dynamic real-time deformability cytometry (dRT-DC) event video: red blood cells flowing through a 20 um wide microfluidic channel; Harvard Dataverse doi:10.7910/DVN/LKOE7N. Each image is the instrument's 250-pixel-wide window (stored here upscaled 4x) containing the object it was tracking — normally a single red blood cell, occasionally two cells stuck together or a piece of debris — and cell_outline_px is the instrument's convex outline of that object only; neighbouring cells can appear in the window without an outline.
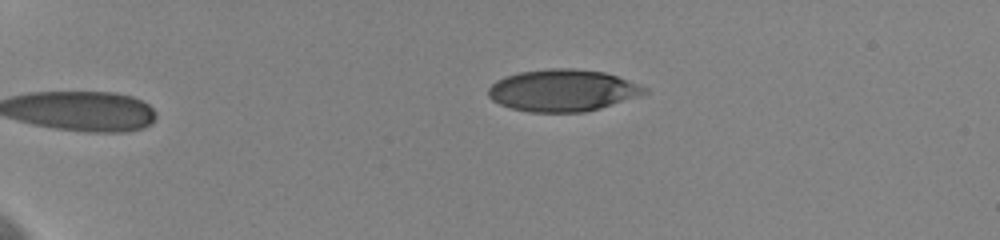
{"species": "human", "species_latin": "Homo sapiens", "temperature_condition": "cold", "stored_images_in_passage": 3, "camera_frame_rate_fps": 3000, "um_per_image_px": 0.085, "donor": {"sex": "female"}, "frame": {"image": 1, "passage_image": 3, "time_ms": 2.333, "image_size_px": [1000, 240], "cell_outline_px": [[648, 92], [600, 108], [584, 112], [528, 112], [512, 108], [500, 104], [492, 100], [488, 96], [488, 88], [496, 80], [504, 76], [520, 72], [548, 68], [576, 68], [604, 72], [628, 80], [648, 88]], "centroid_in_image_um": [47.78, 7.67], "position_along_channel_um": 37.2, "area_um2": 38.03}}